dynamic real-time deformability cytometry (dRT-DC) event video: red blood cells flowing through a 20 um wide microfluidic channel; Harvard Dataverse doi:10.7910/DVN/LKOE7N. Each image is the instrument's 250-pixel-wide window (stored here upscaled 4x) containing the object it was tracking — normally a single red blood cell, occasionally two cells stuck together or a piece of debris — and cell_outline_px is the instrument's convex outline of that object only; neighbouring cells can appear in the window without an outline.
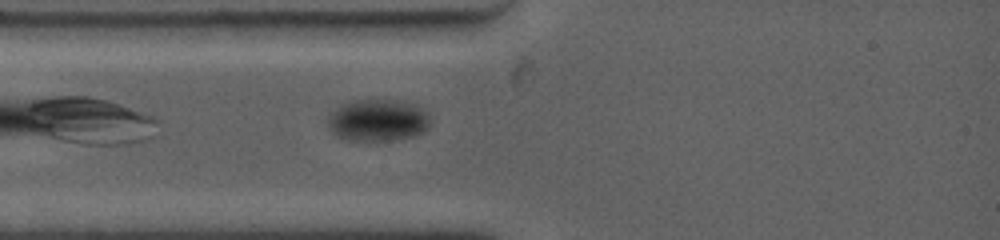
{"species": "common noctule bat (a hibernating species)", "species_latin": "Nyctalus noctula", "temperature_condition": "warm", "stored_images_in_passage": 14, "camera_frame_rate_fps": 4500, "um_per_image_px": 0.085, "animal": {"sex": "female", "body_mass_g": 19.0, "forearm_length_mm": 53.3}, "frame": {"image": 1, "passage_image": 1, "time_ms": 0.0, "image_size_px": [1000, 240], "cell_outline_px": [[432, 120], [424, 132], [412, 136], [388, 140], [348, 140], [336, 136], [328, 128], [328, 112], [340, 104], [352, 100], [400, 100], [416, 104], [428, 112]], "centroid_in_image_um": [32.1, 10.2], "position_along_channel_um": 52.9, "area_um2": 25.49}}
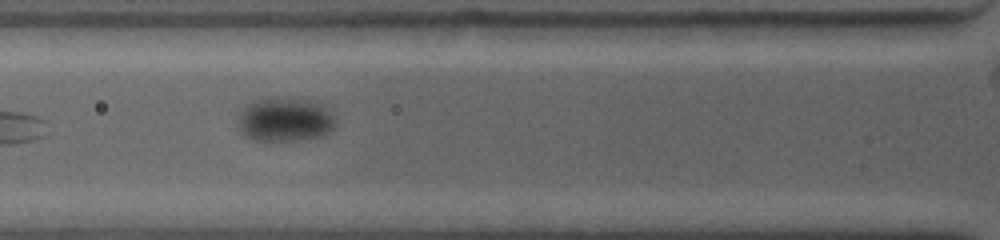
{"frame": {"image": 2, "passage_image": 3, "time_ms": 1.556, "image_size_px": [1000, 240], "cell_outline_px": [[336, 124], [328, 132], [320, 136], [292, 140], [256, 140], [244, 136], [240, 128], [236, 112], [252, 100], [268, 96], [308, 100], [320, 104], [332, 116]], "centroid_in_image_um": [24.12, 10.13], "position_along_channel_um": 101.7, "area_um2": 24.97}}
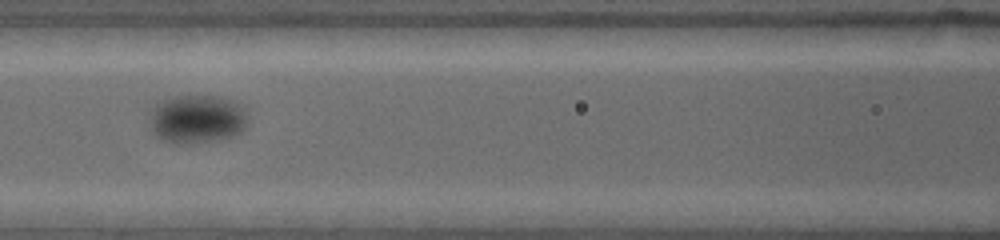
{"frame": {"image": 3, "passage_image": 5, "time_ms": 3.111, "image_size_px": [1000, 240], "cell_outline_px": [[248, 116], [244, 132], [232, 136], [188, 144], [176, 144], [160, 140], [152, 132], [148, 112], [160, 100], [176, 96], [220, 96], [232, 100], [240, 104], [244, 108]], "centroid_in_image_um": [16.72, 10.11], "position_along_channel_um": 149.9, "area_um2": 28.26}}